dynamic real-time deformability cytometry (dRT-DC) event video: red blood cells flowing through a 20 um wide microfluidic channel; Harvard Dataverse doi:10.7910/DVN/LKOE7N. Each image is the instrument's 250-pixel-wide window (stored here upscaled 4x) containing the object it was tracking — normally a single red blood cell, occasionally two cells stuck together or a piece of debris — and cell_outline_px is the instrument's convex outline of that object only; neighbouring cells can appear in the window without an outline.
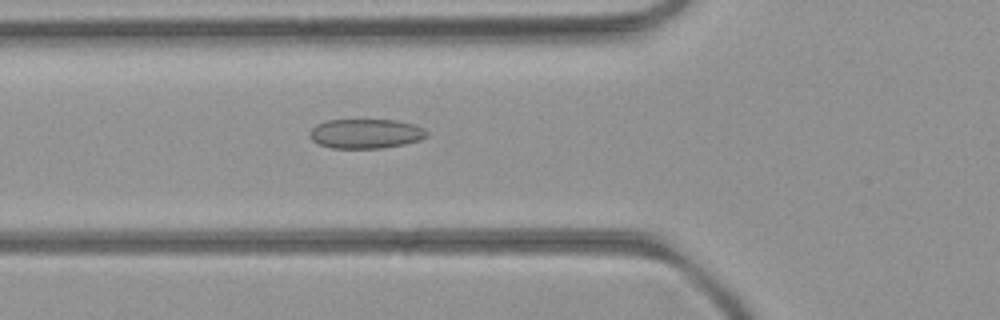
{"species": "common noctule bat (a hibernating species)", "species_latin": "Nyctalus noctula", "temperature_condition": "room temperature", "stored_images_in_passage": 49, "camera_frame_rate_fps": 3000, "um_per_image_px": 0.085, "animal": {"sex": "female", "body_mass_g": 21.9}, "frame": {"image": 1, "passage_image": 16, "time_ms": 5.0, "image_size_px": [1000, 320], "cell_outline_px": [[428, 136], [420, 140], [404, 144], [384, 148], [332, 148], [320, 144], [312, 140], [308, 136], [308, 132], [316, 124], [328, 120], [396, 120], [412, 124], [424, 128], [428, 132]], "centroid_in_image_um": [31.08, 11.36], "position_along_channel_um": 94.7, "area_um2": 20.23}}
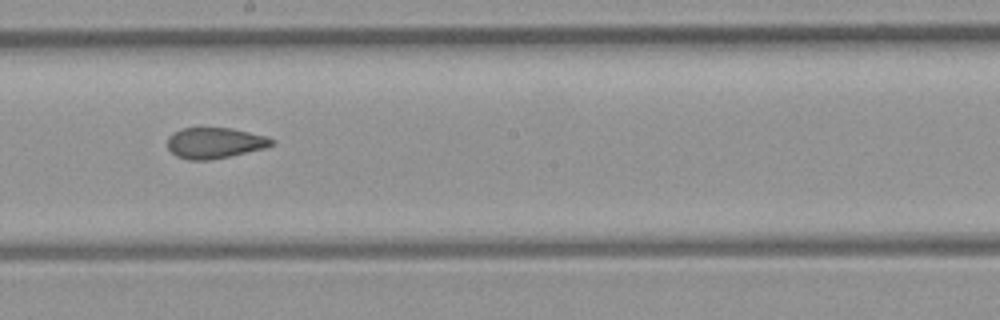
{"frame": {"image": 2, "passage_image": 26, "time_ms": 8.333, "image_size_px": [1000, 320], "cell_outline_px": [[276, 144], [264, 148], [228, 156], [208, 160], [188, 160], [176, 156], [168, 148], [168, 136], [172, 132], [184, 128], [232, 128], [264, 136], [276, 140]], "centroid_in_image_um": [18.24, 12.15], "position_along_channel_um": 230.0, "area_um2": 18.61}}
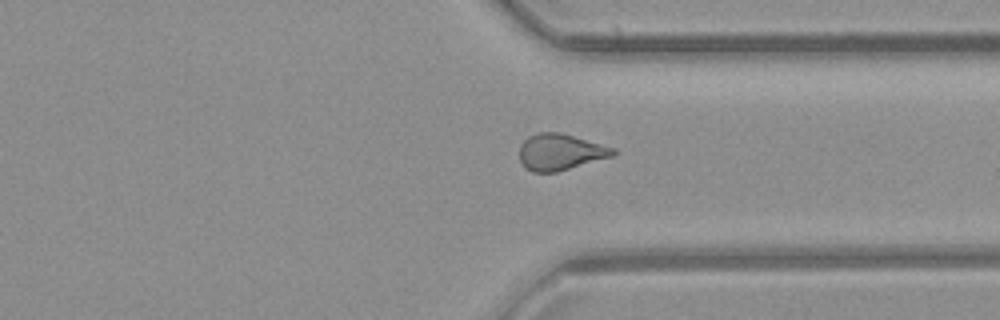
{"frame": {"image": 3, "passage_image": 36, "time_ms": 11.667, "image_size_px": [1000, 320], "cell_outline_px": [[616, 152], [612, 156], [556, 172], [532, 172], [524, 168], [520, 160], [520, 144], [528, 136], [540, 132], [560, 132], [616, 148]], "centroid_in_image_um": [47.6, 12.92], "position_along_channel_um": 363.8, "area_um2": 19.77}, "authors_computed_cell_mechanics": {"area_um2": 19.8254, "velocity_mm_per_s": 4.0376, "shape_relaxation_time_tau1_ms": null, "shape_relaxation_time_tau2_ms": 2.0753, "deformation_change_tau1": null, "deformation_change_tau2": 0.0798}}